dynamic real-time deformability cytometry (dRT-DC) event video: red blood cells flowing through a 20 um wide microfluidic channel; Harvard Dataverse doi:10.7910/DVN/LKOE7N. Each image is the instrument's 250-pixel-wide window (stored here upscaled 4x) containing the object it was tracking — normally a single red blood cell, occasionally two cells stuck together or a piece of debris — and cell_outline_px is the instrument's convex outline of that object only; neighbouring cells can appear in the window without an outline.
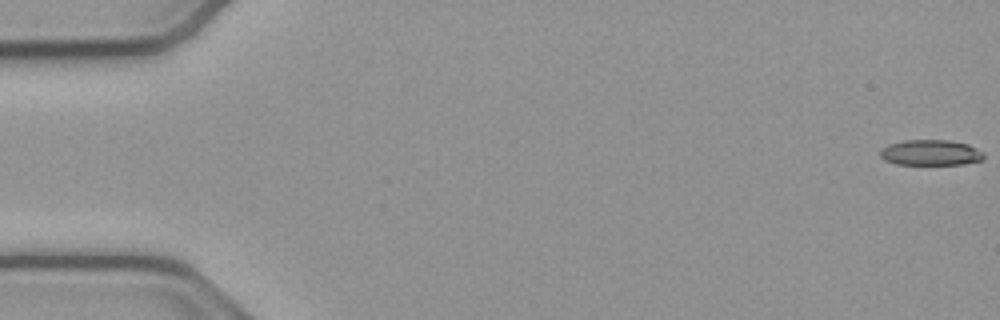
{"species": "common noctule bat (a hibernating species)", "species_latin": "Nyctalus noctula", "temperature_condition": "cold", "stored_images_in_passage": 54, "camera_frame_rate_fps": 3000, "um_per_image_px": 0.085, "animal": {"sex": "male", "body_mass_g": 23.1, "forearm_length_mm": 52.7}, "frame": {"image": 1, "passage_image": 1, "time_ms": 0.0, "image_size_px": [1000, 320], "cell_outline_px": [[984, 156], [980, 160], [964, 164], [896, 164], [884, 160], [880, 156], [880, 152], [888, 144], [904, 140], [948, 140], [968, 144], [984, 152]], "centroid_in_image_um": [79.1, 12.97], "position_along_channel_um": 5.9, "area_um2": 15.37}}
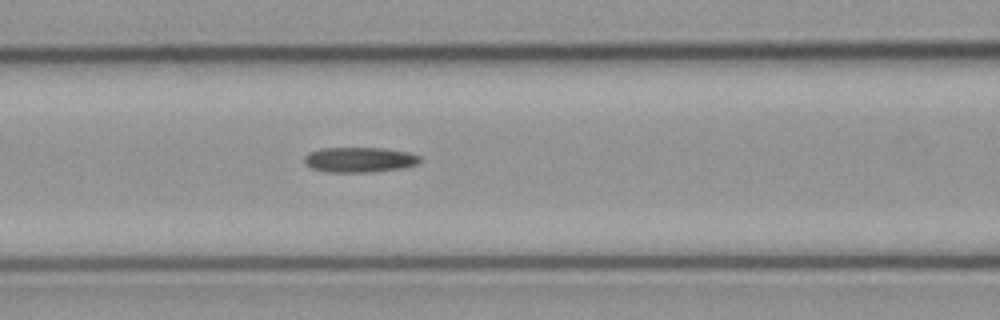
{"frame": {"image": 2, "passage_image": 23, "time_ms": 7.333, "image_size_px": [1000, 320], "cell_outline_px": [[420, 164], [404, 168], [376, 172], [324, 172], [312, 168], [304, 164], [304, 156], [308, 152], [324, 148], [384, 148], [408, 152], [420, 156]], "centroid_in_image_um": [30.57, 13.58], "position_along_channel_um": 136.0, "area_um2": 17.22}}
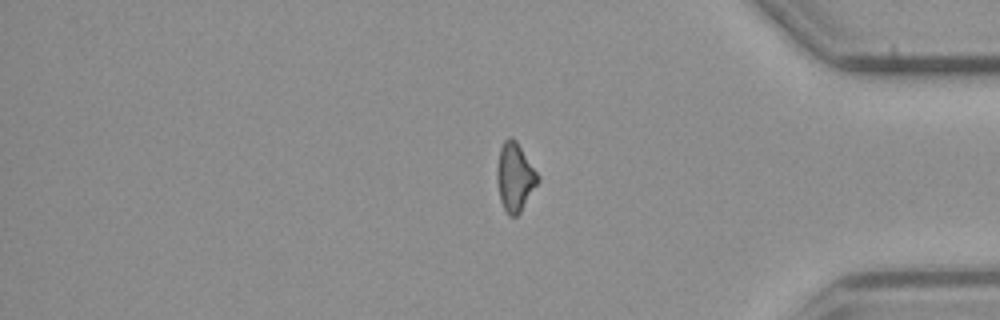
{"frame": {"image": 3, "passage_image": 45, "time_ms": 14.667, "image_size_px": [1000, 320], "cell_outline_px": [[540, 180], [520, 212], [516, 216], [508, 216], [500, 200], [496, 180], [496, 168], [500, 148], [504, 140], [508, 136], [512, 136], [516, 140], [540, 176]], "centroid_in_image_um": [43.76, 15.03], "position_along_channel_um": 391.4, "area_um2": 16.47}}